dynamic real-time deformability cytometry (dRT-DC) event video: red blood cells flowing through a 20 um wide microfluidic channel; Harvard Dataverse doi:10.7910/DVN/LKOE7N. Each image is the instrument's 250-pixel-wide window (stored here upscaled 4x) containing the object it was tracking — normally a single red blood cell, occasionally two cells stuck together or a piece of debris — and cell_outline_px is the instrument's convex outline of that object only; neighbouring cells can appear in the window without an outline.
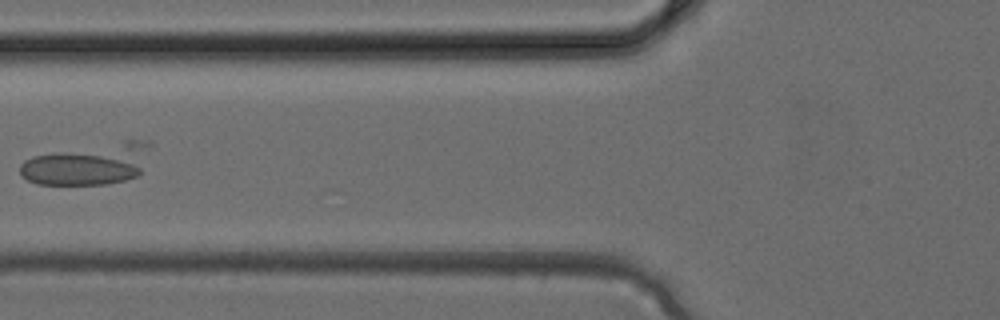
{"species": "common noctule bat (a hibernating species)", "species_latin": "Nyctalus noctula", "temperature_condition": "cold", "stored_images_in_passage": 3, "camera_frame_rate_fps": 3000, "um_per_image_px": 0.085, "animal": {"sex": "female", "body_mass_g": 24.6, "forearm_length_mm": 56.2}, "frame": {"image": 1, "passage_image": 3, "time_ms": 0.667, "image_size_px": [1000, 320], "cell_outline_px": [[152, 144], [140, 172], [136, 176], [124, 180], [104, 184], [36, 184], [20, 176], [20, 164], [24, 160], [32, 156], [124, 140], [152, 140]], "centroid_in_image_um": [7.5, 13.94], "position_along_channel_um": 118.3, "area_um2": 31.15}}